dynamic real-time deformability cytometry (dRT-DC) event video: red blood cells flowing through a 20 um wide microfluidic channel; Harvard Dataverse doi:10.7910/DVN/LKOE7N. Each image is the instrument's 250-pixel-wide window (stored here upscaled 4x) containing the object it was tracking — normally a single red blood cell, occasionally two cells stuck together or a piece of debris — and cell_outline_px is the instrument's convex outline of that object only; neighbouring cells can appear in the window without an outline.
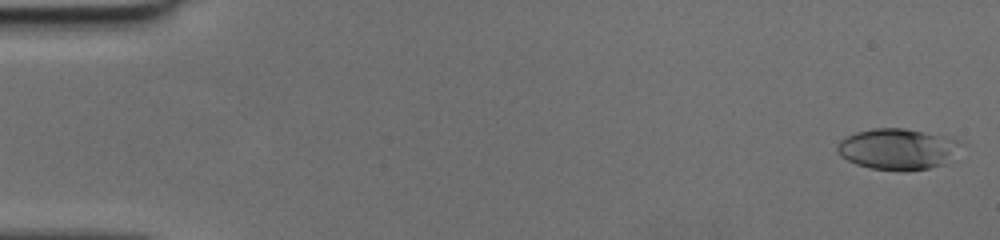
{"species": "human", "species_latin": "Homo sapiens", "temperature_condition": "cold", "stored_images_in_passage": 49, "camera_frame_rate_fps": 3000, "um_per_image_px": 0.085, "donor": {"sex": "female"}, "frame": {"image": 1, "passage_image": 1, "time_ms": 0.0, "image_size_px": [1000, 240], "cell_outline_px": [[956, 140], [944, 164], [928, 168], [872, 168], [856, 164], [840, 156], [836, 152], [836, 144], [840, 140], [856, 132], [872, 128], [904, 128], [948, 136]], "centroid_in_image_um": [76.12, 12.62], "position_along_channel_um": 8.9, "area_um2": 28.09}}
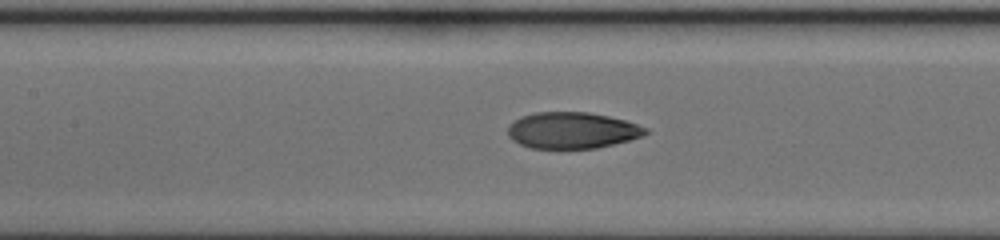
{"frame": {"image": 2, "passage_image": 23, "time_ms": 7.333, "image_size_px": [1000, 240], "cell_outline_px": [[648, 132], [644, 136], [596, 148], [532, 148], [520, 144], [512, 140], [508, 136], [508, 124], [520, 116], [536, 112], [588, 112], [608, 116], [624, 120], [648, 128]], "centroid_in_image_um": [48.6, 11.07], "position_along_channel_um": 158.8, "area_um2": 29.13}}
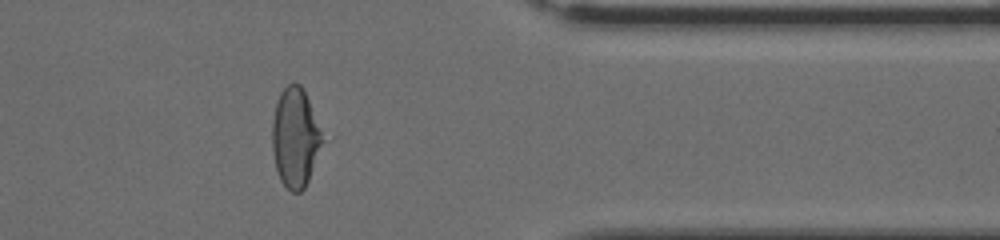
{"frame": {"image": 3, "passage_image": 40, "time_ms": 13.0, "image_size_px": [1000, 240], "cell_outline_px": [[320, 144], [308, 180], [304, 188], [300, 192], [292, 192], [280, 180], [276, 168], [272, 152], [272, 120], [276, 104], [280, 92], [292, 80], [300, 84], [308, 100], [320, 132]], "centroid_in_image_um": [25.02, 11.68], "position_along_channel_um": 386.4, "area_um2": 28.09}}